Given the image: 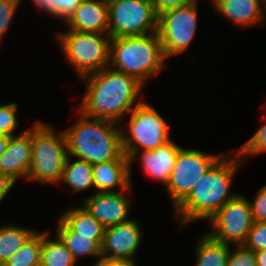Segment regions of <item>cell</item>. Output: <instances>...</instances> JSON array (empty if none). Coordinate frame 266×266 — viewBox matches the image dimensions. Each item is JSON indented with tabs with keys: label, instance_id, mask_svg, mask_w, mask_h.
Here are the masks:
<instances>
[{
	"label": "cell",
	"instance_id": "1",
	"mask_svg": "<svg viewBox=\"0 0 266 266\" xmlns=\"http://www.w3.org/2000/svg\"><path fill=\"white\" fill-rule=\"evenodd\" d=\"M79 80L86 81V88L77 110L87 117L121 125L124 116L143 101L139 97L144 85L109 66Z\"/></svg>",
	"mask_w": 266,
	"mask_h": 266
},
{
	"label": "cell",
	"instance_id": "2",
	"mask_svg": "<svg viewBox=\"0 0 266 266\" xmlns=\"http://www.w3.org/2000/svg\"><path fill=\"white\" fill-rule=\"evenodd\" d=\"M242 161L237 152H234L233 157L224 153L173 210L174 217L179 219L181 226L202 219L209 221L229 200L239 194L231 193L230 188Z\"/></svg>",
	"mask_w": 266,
	"mask_h": 266
},
{
	"label": "cell",
	"instance_id": "3",
	"mask_svg": "<svg viewBox=\"0 0 266 266\" xmlns=\"http://www.w3.org/2000/svg\"><path fill=\"white\" fill-rule=\"evenodd\" d=\"M76 113V123L63 130L69 156L91 164L130 160L124 153L120 124Z\"/></svg>",
	"mask_w": 266,
	"mask_h": 266
},
{
	"label": "cell",
	"instance_id": "4",
	"mask_svg": "<svg viewBox=\"0 0 266 266\" xmlns=\"http://www.w3.org/2000/svg\"><path fill=\"white\" fill-rule=\"evenodd\" d=\"M165 60L157 32L110 40L109 67L134 76L143 85L164 70Z\"/></svg>",
	"mask_w": 266,
	"mask_h": 266
},
{
	"label": "cell",
	"instance_id": "5",
	"mask_svg": "<svg viewBox=\"0 0 266 266\" xmlns=\"http://www.w3.org/2000/svg\"><path fill=\"white\" fill-rule=\"evenodd\" d=\"M68 157L64 131L55 132L52 125L37 120L32 127V161L26 181L58 185Z\"/></svg>",
	"mask_w": 266,
	"mask_h": 266
},
{
	"label": "cell",
	"instance_id": "6",
	"mask_svg": "<svg viewBox=\"0 0 266 266\" xmlns=\"http://www.w3.org/2000/svg\"><path fill=\"white\" fill-rule=\"evenodd\" d=\"M61 51L80 78L109 66V34L68 29L56 33Z\"/></svg>",
	"mask_w": 266,
	"mask_h": 266
},
{
	"label": "cell",
	"instance_id": "7",
	"mask_svg": "<svg viewBox=\"0 0 266 266\" xmlns=\"http://www.w3.org/2000/svg\"><path fill=\"white\" fill-rule=\"evenodd\" d=\"M128 132L121 127L125 155L131 159L139 151H151L170 139L169 124L144 100L129 113Z\"/></svg>",
	"mask_w": 266,
	"mask_h": 266
},
{
	"label": "cell",
	"instance_id": "8",
	"mask_svg": "<svg viewBox=\"0 0 266 266\" xmlns=\"http://www.w3.org/2000/svg\"><path fill=\"white\" fill-rule=\"evenodd\" d=\"M111 38L141 36L158 30L151 0H107Z\"/></svg>",
	"mask_w": 266,
	"mask_h": 266
},
{
	"label": "cell",
	"instance_id": "9",
	"mask_svg": "<svg viewBox=\"0 0 266 266\" xmlns=\"http://www.w3.org/2000/svg\"><path fill=\"white\" fill-rule=\"evenodd\" d=\"M224 154H211L197 149L181 147L166 185L167 193L175 209L192 191L197 182Z\"/></svg>",
	"mask_w": 266,
	"mask_h": 266
},
{
	"label": "cell",
	"instance_id": "10",
	"mask_svg": "<svg viewBox=\"0 0 266 266\" xmlns=\"http://www.w3.org/2000/svg\"><path fill=\"white\" fill-rule=\"evenodd\" d=\"M198 2L158 15V30L165 58L180 55L194 40L198 27Z\"/></svg>",
	"mask_w": 266,
	"mask_h": 266
},
{
	"label": "cell",
	"instance_id": "11",
	"mask_svg": "<svg viewBox=\"0 0 266 266\" xmlns=\"http://www.w3.org/2000/svg\"><path fill=\"white\" fill-rule=\"evenodd\" d=\"M208 234L216 241L229 245H243L254 220L249 199L238 194L229 200L209 221Z\"/></svg>",
	"mask_w": 266,
	"mask_h": 266
},
{
	"label": "cell",
	"instance_id": "12",
	"mask_svg": "<svg viewBox=\"0 0 266 266\" xmlns=\"http://www.w3.org/2000/svg\"><path fill=\"white\" fill-rule=\"evenodd\" d=\"M132 185L124 191L94 193L82 200L83 206L105 228L130 220V195ZM129 196V197H128Z\"/></svg>",
	"mask_w": 266,
	"mask_h": 266
},
{
	"label": "cell",
	"instance_id": "13",
	"mask_svg": "<svg viewBox=\"0 0 266 266\" xmlns=\"http://www.w3.org/2000/svg\"><path fill=\"white\" fill-rule=\"evenodd\" d=\"M135 218L105 228L101 245L102 259H135L142 243V231Z\"/></svg>",
	"mask_w": 266,
	"mask_h": 266
},
{
	"label": "cell",
	"instance_id": "14",
	"mask_svg": "<svg viewBox=\"0 0 266 266\" xmlns=\"http://www.w3.org/2000/svg\"><path fill=\"white\" fill-rule=\"evenodd\" d=\"M32 161V128L10 136L5 152L0 156V173L17 182L27 180Z\"/></svg>",
	"mask_w": 266,
	"mask_h": 266
},
{
	"label": "cell",
	"instance_id": "15",
	"mask_svg": "<svg viewBox=\"0 0 266 266\" xmlns=\"http://www.w3.org/2000/svg\"><path fill=\"white\" fill-rule=\"evenodd\" d=\"M180 148L181 146L169 140L157 149L137 152L130 159V166L140 156L142 169H144L145 174L152 180L155 179L156 182L160 181L166 186L170 180L171 172ZM139 153L141 154L139 155Z\"/></svg>",
	"mask_w": 266,
	"mask_h": 266
},
{
	"label": "cell",
	"instance_id": "16",
	"mask_svg": "<svg viewBox=\"0 0 266 266\" xmlns=\"http://www.w3.org/2000/svg\"><path fill=\"white\" fill-rule=\"evenodd\" d=\"M220 15L238 24L241 28H250L264 23L266 0H210L209 3Z\"/></svg>",
	"mask_w": 266,
	"mask_h": 266
},
{
	"label": "cell",
	"instance_id": "17",
	"mask_svg": "<svg viewBox=\"0 0 266 266\" xmlns=\"http://www.w3.org/2000/svg\"><path fill=\"white\" fill-rule=\"evenodd\" d=\"M65 24L67 29L109 34L108 1L82 0Z\"/></svg>",
	"mask_w": 266,
	"mask_h": 266
},
{
	"label": "cell",
	"instance_id": "18",
	"mask_svg": "<svg viewBox=\"0 0 266 266\" xmlns=\"http://www.w3.org/2000/svg\"><path fill=\"white\" fill-rule=\"evenodd\" d=\"M130 160H112L93 164V182L96 193L118 192L132 185ZM118 187L119 190H114Z\"/></svg>",
	"mask_w": 266,
	"mask_h": 266
},
{
	"label": "cell",
	"instance_id": "19",
	"mask_svg": "<svg viewBox=\"0 0 266 266\" xmlns=\"http://www.w3.org/2000/svg\"><path fill=\"white\" fill-rule=\"evenodd\" d=\"M82 205V206H81ZM70 208L59 219L78 236L90 237L102 245L105 227L81 204Z\"/></svg>",
	"mask_w": 266,
	"mask_h": 266
},
{
	"label": "cell",
	"instance_id": "20",
	"mask_svg": "<svg viewBox=\"0 0 266 266\" xmlns=\"http://www.w3.org/2000/svg\"><path fill=\"white\" fill-rule=\"evenodd\" d=\"M56 235L61 239L66 248L72 253L73 258L78 261L83 256L97 257L95 266L102 259L101 245L91 240L90 237L78 236L72 232L59 218L57 220Z\"/></svg>",
	"mask_w": 266,
	"mask_h": 266
},
{
	"label": "cell",
	"instance_id": "21",
	"mask_svg": "<svg viewBox=\"0 0 266 266\" xmlns=\"http://www.w3.org/2000/svg\"><path fill=\"white\" fill-rule=\"evenodd\" d=\"M75 159V160H72ZM68 157L64 167L60 183L71 188V193L84 192L87 189L94 188L93 182V164L86 160Z\"/></svg>",
	"mask_w": 266,
	"mask_h": 266
},
{
	"label": "cell",
	"instance_id": "22",
	"mask_svg": "<svg viewBox=\"0 0 266 266\" xmlns=\"http://www.w3.org/2000/svg\"><path fill=\"white\" fill-rule=\"evenodd\" d=\"M195 245V266H227L231 245L216 241L208 233Z\"/></svg>",
	"mask_w": 266,
	"mask_h": 266
},
{
	"label": "cell",
	"instance_id": "23",
	"mask_svg": "<svg viewBox=\"0 0 266 266\" xmlns=\"http://www.w3.org/2000/svg\"><path fill=\"white\" fill-rule=\"evenodd\" d=\"M37 231L16 224L0 225V266H3Z\"/></svg>",
	"mask_w": 266,
	"mask_h": 266
},
{
	"label": "cell",
	"instance_id": "24",
	"mask_svg": "<svg viewBox=\"0 0 266 266\" xmlns=\"http://www.w3.org/2000/svg\"><path fill=\"white\" fill-rule=\"evenodd\" d=\"M49 235V231L42 232L40 266H75L77 261L61 239Z\"/></svg>",
	"mask_w": 266,
	"mask_h": 266
},
{
	"label": "cell",
	"instance_id": "25",
	"mask_svg": "<svg viewBox=\"0 0 266 266\" xmlns=\"http://www.w3.org/2000/svg\"><path fill=\"white\" fill-rule=\"evenodd\" d=\"M41 247L42 232L37 231L3 266H40Z\"/></svg>",
	"mask_w": 266,
	"mask_h": 266
},
{
	"label": "cell",
	"instance_id": "26",
	"mask_svg": "<svg viewBox=\"0 0 266 266\" xmlns=\"http://www.w3.org/2000/svg\"><path fill=\"white\" fill-rule=\"evenodd\" d=\"M37 9L45 11L65 23L79 7L82 0H31Z\"/></svg>",
	"mask_w": 266,
	"mask_h": 266
},
{
	"label": "cell",
	"instance_id": "27",
	"mask_svg": "<svg viewBox=\"0 0 266 266\" xmlns=\"http://www.w3.org/2000/svg\"><path fill=\"white\" fill-rule=\"evenodd\" d=\"M16 102L0 104V134L14 136L19 125Z\"/></svg>",
	"mask_w": 266,
	"mask_h": 266
},
{
	"label": "cell",
	"instance_id": "28",
	"mask_svg": "<svg viewBox=\"0 0 266 266\" xmlns=\"http://www.w3.org/2000/svg\"><path fill=\"white\" fill-rule=\"evenodd\" d=\"M236 152L242 160L248 155L266 153V122Z\"/></svg>",
	"mask_w": 266,
	"mask_h": 266
},
{
	"label": "cell",
	"instance_id": "29",
	"mask_svg": "<svg viewBox=\"0 0 266 266\" xmlns=\"http://www.w3.org/2000/svg\"><path fill=\"white\" fill-rule=\"evenodd\" d=\"M227 266H257L256 254L244 245H236L235 250L232 251L231 245Z\"/></svg>",
	"mask_w": 266,
	"mask_h": 266
},
{
	"label": "cell",
	"instance_id": "30",
	"mask_svg": "<svg viewBox=\"0 0 266 266\" xmlns=\"http://www.w3.org/2000/svg\"><path fill=\"white\" fill-rule=\"evenodd\" d=\"M21 0H0V42L13 22L16 10Z\"/></svg>",
	"mask_w": 266,
	"mask_h": 266
},
{
	"label": "cell",
	"instance_id": "31",
	"mask_svg": "<svg viewBox=\"0 0 266 266\" xmlns=\"http://www.w3.org/2000/svg\"><path fill=\"white\" fill-rule=\"evenodd\" d=\"M243 245L254 252L266 249V223L254 222Z\"/></svg>",
	"mask_w": 266,
	"mask_h": 266
},
{
	"label": "cell",
	"instance_id": "32",
	"mask_svg": "<svg viewBox=\"0 0 266 266\" xmlns=\"http://www.w3.org/2000/svg\"><path fill=\"white\" fill-rule=\"evenodd\" d=\"M250 205L254 222L266 223V184L259 188Z\"/></svg>",
	"mask_w": 266,
	"mask_h": 266
},
{
	"label": "cell",
	"instance_id": "33",
	"mask_svg": "<svg viewBox=\"0 0 266 266\" xmlns=\"http://www.w3.org/2000/svg\"><path fill=\"white\" fill-rule=\"evenodd\" d=\"M197 1L198 0H151L157 15L167 10L186 6Z\"/></svg>",
	"mask_w": 266,
	"mask_h": 266
},
{
	"label": "cell",
	"instance_id": "34",
	"mask_svg": "<svg viewBox=\"0 0 266 266\" xmlns=\"http://www.w3.org/2000/svg\"><path fill=\"white\" fill-rule=\"evenodd\" d=\"M15 184L16 182L13 181L10 177L2 175L0 173V202H2L5 197H7L8 193Z\"/></svg>",
	"mask_w": 266,
	"mask_h": 266
},
{
	"label": "cell",
	"instance_id": "35",
	"mask_svg": "<svg viewBox=\"0 0 266 266\" xmlns=\"http://www.w3.org/2000/svg\"><path fill=\"white\" fill-rule=\"evenodd\" d=\"M95 266H137L135 259H101Z\"/></svg>",
	"mask_w": 266,
	"mask_h": 266
},
{
	"label": "cell",
	"instance_id": "36",
	"mask_svg": "<svg viewBox=\"0 0 266 266\" xmlns=\"http://www.w3.org/2000/svg\"><path fill=\"white\" fill-rule=\"evenodd\" d=\"M257 266H266V249L255 251Z\"/></svg>",
	"mask_w": 266,
	"mask_h": 266
},
{
	"label": "cell",
	"instance_id": "37",
	"mask_svg": "<svg viewBox=\"0 0 266 266\" xmlns=\"http://www.w3.org/2000/svg\"><path fill=\"white\" fill-rule=\"evenodd\" d=\"M10 136L0 134V156L5 152Z\"/></svg>",
	"mask_w": 266,
	"mask_h": 266
}]
</instances>
